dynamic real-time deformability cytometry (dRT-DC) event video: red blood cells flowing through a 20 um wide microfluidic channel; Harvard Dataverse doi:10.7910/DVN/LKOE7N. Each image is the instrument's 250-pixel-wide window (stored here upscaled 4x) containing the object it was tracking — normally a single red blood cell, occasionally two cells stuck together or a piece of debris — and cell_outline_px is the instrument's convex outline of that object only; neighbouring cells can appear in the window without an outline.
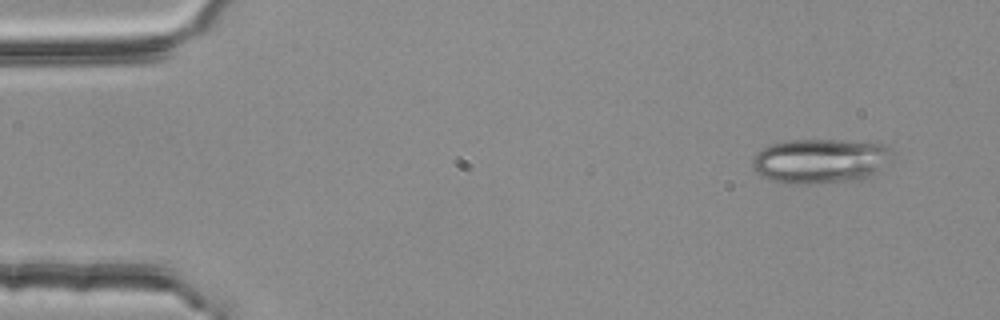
{"species": "common noctule bat (a hibernating species)", "species_latin": "Nyctalus noctula", "temperature_condition": "room temperature", "stored_images_in_passage": 3, "camera_frame_rate_fps": 3000, "um_per_image_px": 0.085, "animal": {"sex": "female", "body_mass_g": 25.1}, "frame": {"image": 1, "passage_image": 1, "time_ms": 0.0, "image_size_px": [1000, 320], "cell_outline_px": [[892, 156], [888, 164], [868, 176], [856, 180], [808, 184], [788, 184], [772, 180], [760, 176], [756, 172], [752, 164], [752, 156], [756, 152], [772, 144], [792, 140], [840, 140], [884, 144], [888, 148]], "centroid_in_image_um": [69.69, 13.69], "position_along_channel_um": 15.3, "area_um2": 36.3}}